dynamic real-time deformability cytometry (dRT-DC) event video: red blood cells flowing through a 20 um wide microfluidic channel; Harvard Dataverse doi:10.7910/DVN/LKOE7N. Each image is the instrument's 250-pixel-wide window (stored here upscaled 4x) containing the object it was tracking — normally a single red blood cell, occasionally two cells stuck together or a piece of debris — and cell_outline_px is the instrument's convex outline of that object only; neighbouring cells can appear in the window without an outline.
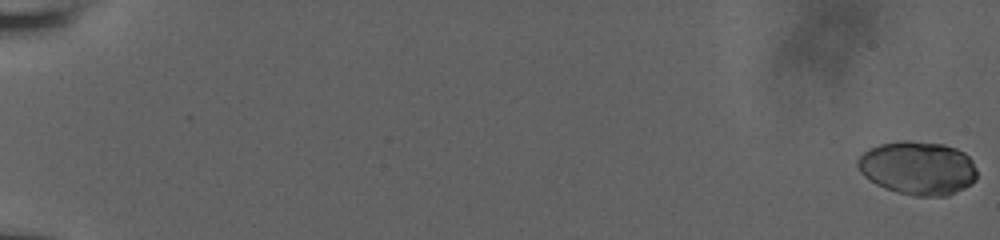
{"species": "human", "species_latin": "Homo sapiens", "temperature_condition": "room temperature", "stored_images_in_passage": 36, "camera_frame_rate_fps": 3000, "um_per_image_px": 0.085, "donor": {"sex": "male"}, "frame": {"image": 1, "passage_image": 1, "time_ms": 0.0, "image_size_px": [1000, 240], "cell_outline_px": [[976, 180], [972, 184], [948, 196], [916, 196], [896, 192], [884, 188], [876, 184], [864, 176], [860, 172], [856, 164], [856, 160], [864, 152], [880, 144], [900, 140], [908, 140], [944, 144], [956, 148], [964, 152], [972, 160], [976, 168]], "centroid_in_image_um": [78.03, 14.28], "position_along_channel_um": 7.0, "area_um2": 37.51}}
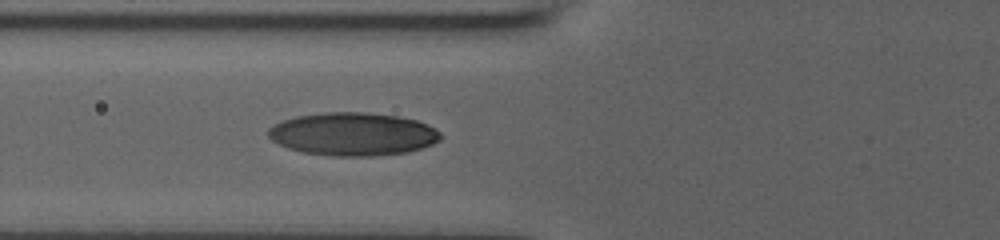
{"frame": {"image": 2, "passage_image": 26, "time_ms": 8.333, "image_size_px": [1000, 240], "cell_outline_px": [[440, 140], [432, 144], [408, 152], [372, 156], [332, 156], [304, 152], [288, 148], [272, 140], [268, 136], [268, 128], [272, 124], [296, 116], [324, 112], [364, 112], [396, 116], [416, 120], [436, 128], [440, 132]], "centroid_in_image_um": [29.98, 11.39], "position_along_channel_um": 95.8, "area_um2": 43.18}}
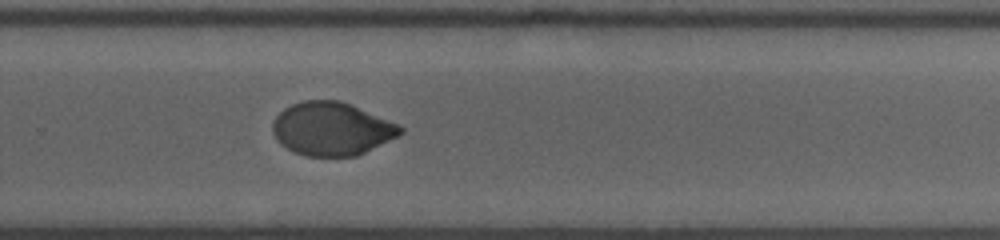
{"frame": {"image": 3, "passage_image": 36, "time_ms": 11.667, "image_size_px": [1000, 240], "cell_outline_px": [[404, 132], [356, 156], [304, 156], [280, 144], [276, 140], [272, 132], [272, 120], [284, 108], [292, 104], [304, 100], [340, 100], [352, 104], [400, 124], [404, 128]], "centroid_in_image_um": [28.18, 10.93], "position_along_channel_um": 301.6, "area_um2": 39.71}}